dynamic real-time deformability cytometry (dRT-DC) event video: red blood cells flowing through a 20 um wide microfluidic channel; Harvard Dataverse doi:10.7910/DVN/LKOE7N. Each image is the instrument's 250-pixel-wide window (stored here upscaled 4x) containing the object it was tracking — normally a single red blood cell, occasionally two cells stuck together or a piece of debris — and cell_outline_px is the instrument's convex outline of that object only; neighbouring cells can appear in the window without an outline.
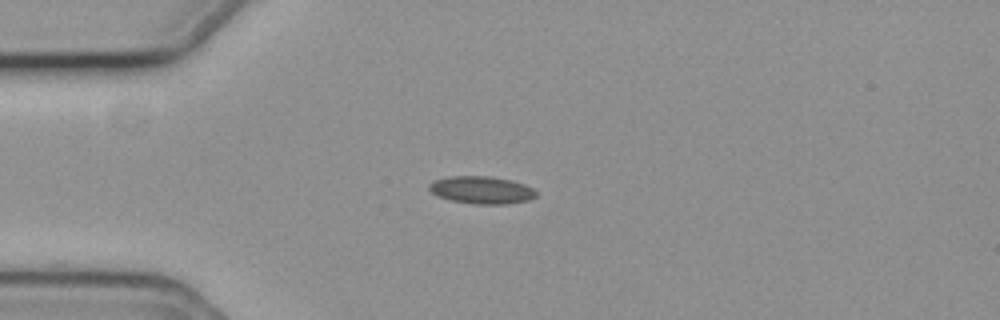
{"species": "common noctule bat (a hibernating species)", "species_latin": "Nyctalus noctula", "temperature_condition": "cold", "stored_images_in_passage": 43, "camera_frame_rate_fps": 3000, "um_per_image_px": 0.085, "animal": {"sex": "female", "body_mass_g": 19.3, "forearm_length_mm": 54.1}, "frame": {"image": 1, "passage_image": 1, "time_ms": 0.0, "image_size_px": [1000, 320], "cell_outline_px": [[536, 196], [528, 200], [508, 204], [476, 204], [452, 200], [436, 196], [428, 188], [428, 184], [436, 180], [448, 176], [488, 176], [512, 180], [524, 184], [532, 188], [536, 192]], "centroid_in_image_um": [40.93, 16.15], "position_along_channel_um": 44.1, "area_um2": 17.11}}
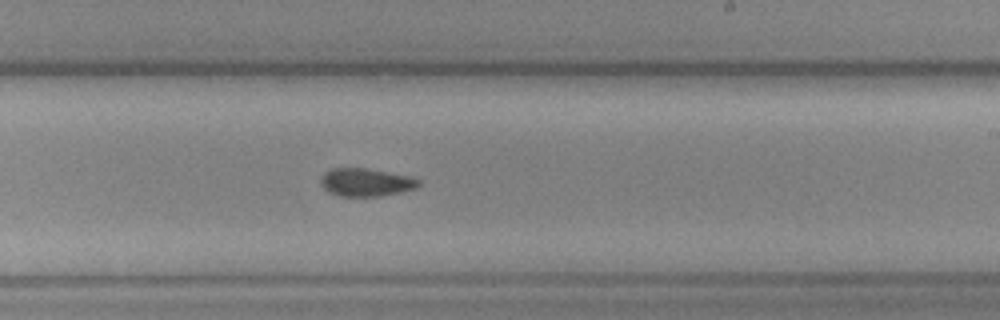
{"frame": {"image": 2, "passage_image": 20, "time_ms": 6.333, "image_size_px": [1000, 320], "cell_outline_px": [[420, 184], [416, 188], [400, 192], [380, 196], [340, 196], [328, 192], [320, 184], [320, 176], [324, 172], [332, 168], [364, 168], [412, 176], [420, 180]], "centroid_in_image_um": [31.09, 15.49], "position_along_channel_um": 257.9, "area_um2": 16.07}}
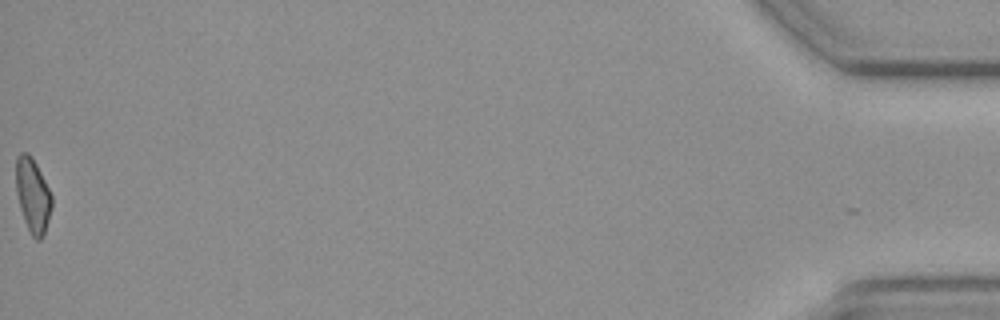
{"frame": {"image": 3, "passage_image": 43, "time_ms": 14.0, "image_size_px": [1000, 320], "cell_outline_px": [[52, 208], [44, 236], [40, 240], [36, 240], [32, 236], [24, 220], [20, 208], [16, 192], [16, 156], [20, 152], [28, 152], [36, 164], [52, 196]], "centroid_in_image_um": [2.78, 16.62], "position_along_channel_um": 432.4, "area_um2": 15.49}}